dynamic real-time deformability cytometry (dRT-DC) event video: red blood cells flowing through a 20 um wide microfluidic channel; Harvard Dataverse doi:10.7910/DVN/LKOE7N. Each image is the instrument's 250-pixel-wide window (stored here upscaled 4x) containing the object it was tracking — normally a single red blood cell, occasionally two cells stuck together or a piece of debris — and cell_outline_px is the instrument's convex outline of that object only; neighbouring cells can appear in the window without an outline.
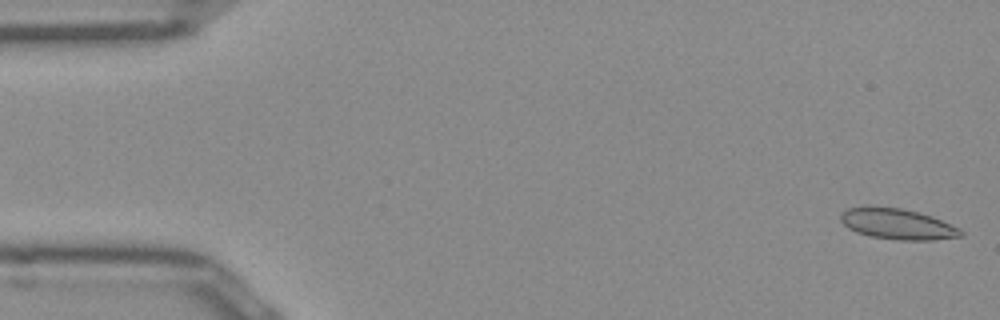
{"species": "Egyptian fruit bat (a non-hibernating species)", "species_latin": "Rousettus aegyptiacus", "temperature_condition": "room temperature", "stored_images_in_passage": 50, "camera_frame_rate_fps": 3000, "um_per_image_px": 0.085, "frame": {"image": 1, "passage_image": 1, "time_ms": 0.0, "image_size_px": [1000, 320], "cell_outline_px": [[964, 236], [932, 240], [900, 240], [872, 236], [856, 232], [848, 228], [840, 220], [840, 216], [848, 208], [864, 204], [868, 204], [900, 208], [932, 216], [960, 228], [964, 232]], "centroid_in_image_um": [76.27, 19.01], "position_along_channel_um": 8.7, "area_um2": 21.79}}
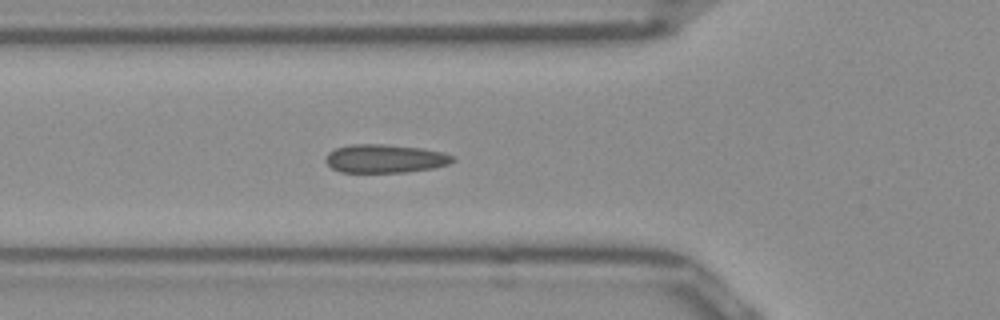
{"frame": {"image": 2, "passage_image": 17, "time_ms": 5.333, "image_size_px": [1000, 320], "cell_outline_px": [[456, 160], [448, 164], [432, 168], [408, 172], [340, 172], [332, 168], [324, 160], [328, 152], [336, 148], [352, 144], [380, 144], [420, 148], [444, 152], [452, 156]], "centroid_in_image_um": [32.71, 13.48], "position_along_channel_um": 93.1, "area_um2": 20.98}}
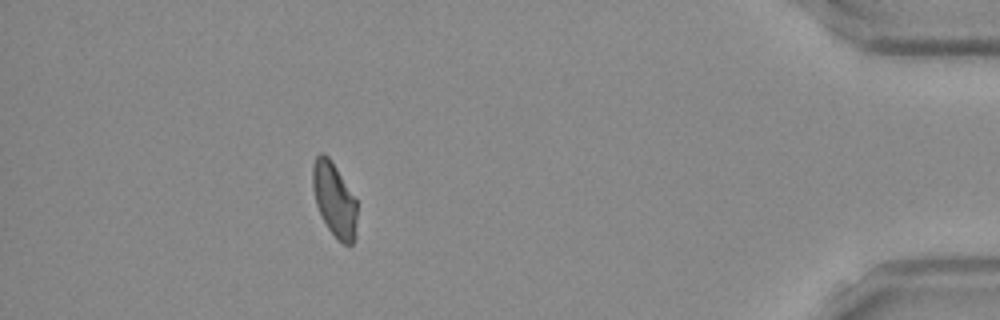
{"frame": {"image": 3, "passage_image": 45, "time_ms": 14.667, "image_size_px": [1000, 320], "cell_outline_px": [[356, 236], [352, 244], [344, 244], [328, 228], [316, 204], [312, 188], [312, 168], [316, 156], [320, 152], [324, 152], [328, 156], [336, 168], [356, 200]], "centroid_in_image_um": [28.4, 16.94], "position_along_channel_um": 406.8, "area_um2": 18.79}, "authors_computed_cell_mechanics": {"area_um2": 20.4034, "velocity_mm_per_s": 3.9559, "shape_relaxation_time_tau1_ms": null, "shape_relaxation_time_tau2_ms": 1.9026, "deformation_change_tau1": null, "deformation_change_tau2": 0.0553}}